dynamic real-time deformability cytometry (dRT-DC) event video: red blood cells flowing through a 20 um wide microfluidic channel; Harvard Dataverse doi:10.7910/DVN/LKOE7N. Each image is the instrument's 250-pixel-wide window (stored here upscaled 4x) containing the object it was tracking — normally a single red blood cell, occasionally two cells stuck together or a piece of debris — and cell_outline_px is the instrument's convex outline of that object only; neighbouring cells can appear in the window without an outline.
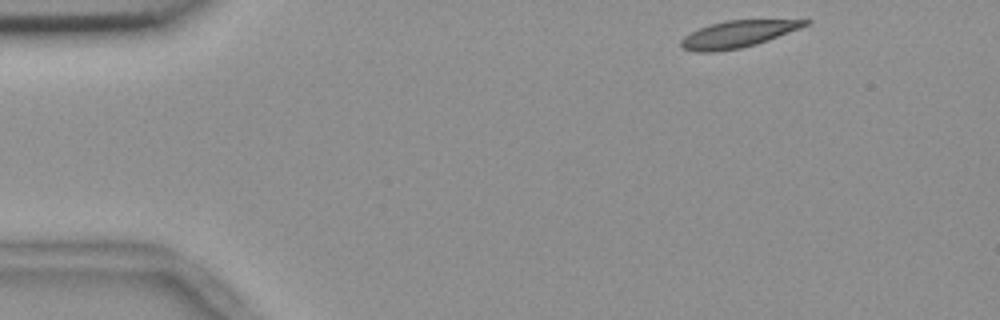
{"species": "common noctule bat (a hibernating species)", "species_latin": "Nyctalus noctula", "temperature_condition": "room temperature", "stored_images_in_passage": 49, "camera_frame_rate_fps": 3000, "um_per_image_px": 0.085, "animal": {"sex": "female", "body_mass_g": 18.4}, "frame": {"image": 1, "passage_image": 1, "time_ms": 0.0, "image_size_px": [1000, 320], "cell_outline_px": [[812, 20], [808, 24], [800, 28], [756, 44], [740, 48], [712, 52], [696, 52], [680, 48], [680, 40], [684, 36], [700, 28], [712, 24], [728, 20]], "centroid_in_image_um": [62.66, 2.91], "position_along_channel_um": 22.3, "area_um2": 19.07}}
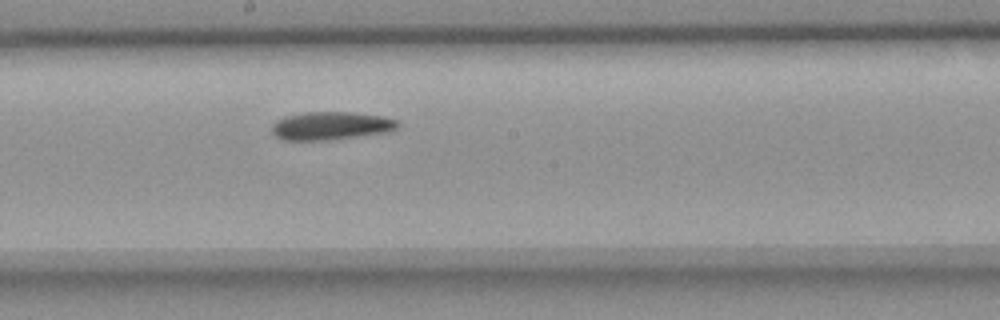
{"frame": {"image": 2, "passage_image": 24, "time_ms": 7.667, "image_size_px": [1000, 320], "cell_outline_px": [[400, 124], [396, 128], [388, 132], [324, 140], [284, 140], [276, 136], [272, 132], [272, 124], [276, 120], [284, 116], [304, 112], [352, 112], [384, 116], [400, 120]], "centroid_in_image_um": [28.14, 10.67], "position_along_channel_um": 220.1, "area_um2": 20.69}}
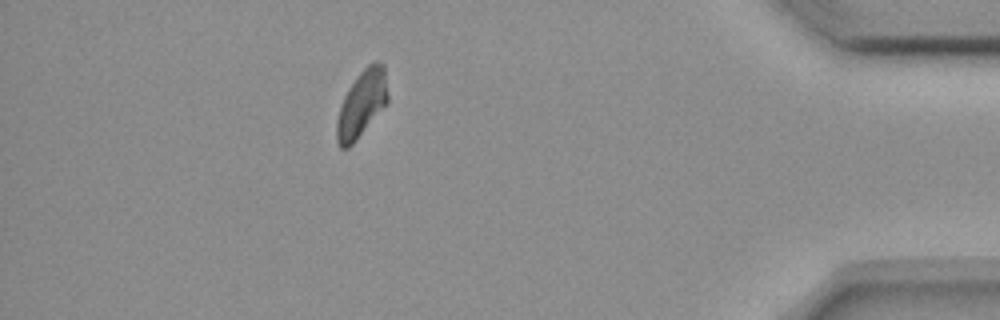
{"frame": {"image": 3, "passage_image": 43, "time_ms": 14.0, "image_size_px": [1000, 320], "cell_outline_px": [[388, 104], [356, 140], [348, 148], [340, 148], [336, 140], [336, 120], [344, 96], [348, 88], [356, 76], [368, 64], [376, 60], [380, 60], [384, 64], [388, 96]], "centroid_in_image_um": [30.76, 8.81], "position_along_channel_um": 404.4, "area_um2": 20.11}, "authors_computed_cell_mechanics": {"area_um2": 20.1722, "velocity_mm_per_s": 3.6427, "shape_relaxation_time_tau1_ms": 6.4277, "shape_relaxation_time_tau2_ms": null, "deformation_change_tau1": 0.1438, "deformation_change_tau2": null}}